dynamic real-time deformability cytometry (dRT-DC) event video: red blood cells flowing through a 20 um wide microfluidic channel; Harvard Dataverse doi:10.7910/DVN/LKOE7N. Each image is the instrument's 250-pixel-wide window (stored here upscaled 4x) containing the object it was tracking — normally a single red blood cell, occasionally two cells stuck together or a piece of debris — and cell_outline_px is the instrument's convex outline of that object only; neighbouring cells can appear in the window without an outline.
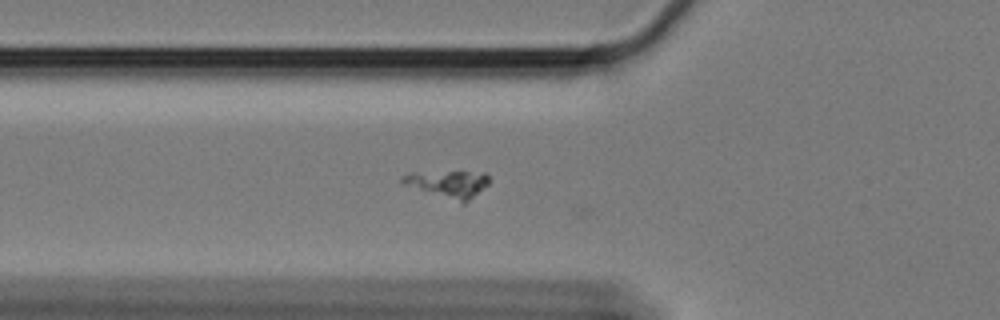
{"species": "Egyptian fruit bat (a non-hibernating species)", "species_latin": "Rousettus aegyptiacus", "temperature_condition": "cold", "stored_images_in_passage": 23, "camera_frame_rate_fps": 3000, "um_per_image_px": 0.085, "animal": {"sex": "female"}, "frame": {"image": 1, "passage_image": 22, "time_ms": 7.0, "image_size_px": [1000, 320], "cell_outline_px": [[488, 184], [464, 204], [404, 184], [400, 180], [408, 172], [484, 172], [488, 176]], "centroid_in_image_um": [38.11, 15.62], "position_along_channel_um": 87.7, "area_um2": 13.35}}